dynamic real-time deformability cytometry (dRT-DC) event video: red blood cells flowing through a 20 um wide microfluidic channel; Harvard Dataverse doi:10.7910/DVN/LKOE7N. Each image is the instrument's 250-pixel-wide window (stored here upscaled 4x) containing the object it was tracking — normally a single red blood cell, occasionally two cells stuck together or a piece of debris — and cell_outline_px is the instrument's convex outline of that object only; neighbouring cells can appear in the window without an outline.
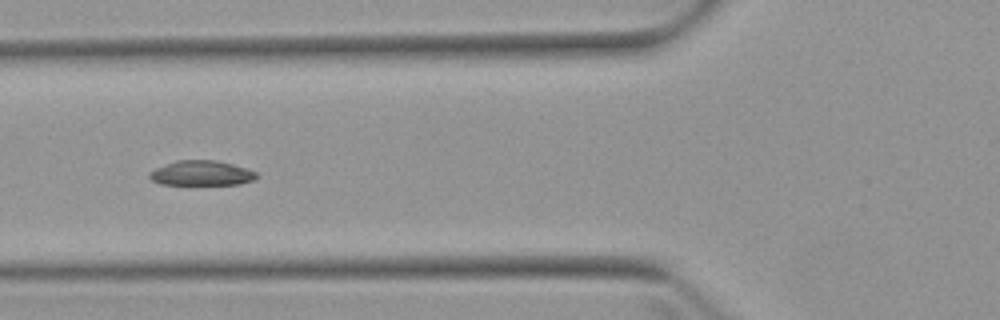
{"species": "Egyptian fruit bat (a non-hibernating species)", "species_latin": "Rousettus aegyptiacus", "temperature_condition": "warm", "stored_images_in_passage": 6, "camera_frame_rate_fps": 3000, "um_per_image_px": 0.085, "animal": {"sex": "female"}, "frame": {"image": 1, "passage_image": 5, "time_ms": 5.667, "image_size_px": [1000, 320], "cell_outline_px": [[256, 176], [252, 180], [240, 184], [160, 184], [152, 180], [148, 176], [156, 168], [176, 160], [216, 160], [248, 168], [256, 172]], "centroid_in_image_um": [17.13, 14.71], "position_along_channel_um": 108.7, "area_um2": 15.32}}
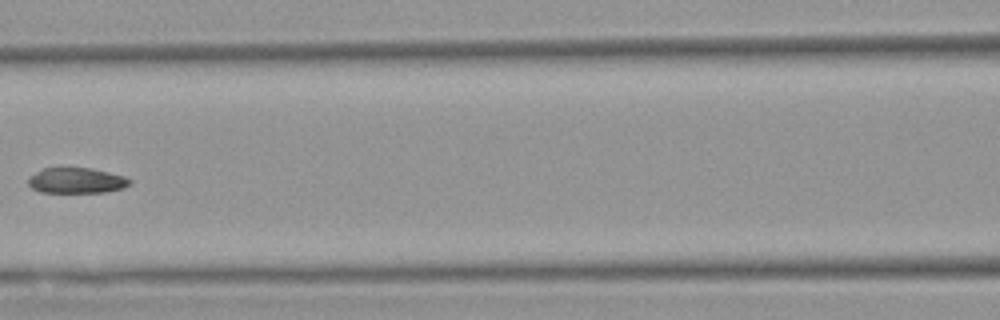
{"frame": {"image": 2, "passage_image": 6, "time_ms": 7.0, "image_size_px": [1000, 320], "cell_outline_px": [[132, 184], [124, 188], [104, 192], [40, 192], [32, 188], [28, 184], [28, 176], [44, 168], [88, 168], [124, 176], [132, 180]], "centroid_in_image_um": [6.5, 15.35], "position_along_channel_um": 160.1, "area_um2": 15.03}}